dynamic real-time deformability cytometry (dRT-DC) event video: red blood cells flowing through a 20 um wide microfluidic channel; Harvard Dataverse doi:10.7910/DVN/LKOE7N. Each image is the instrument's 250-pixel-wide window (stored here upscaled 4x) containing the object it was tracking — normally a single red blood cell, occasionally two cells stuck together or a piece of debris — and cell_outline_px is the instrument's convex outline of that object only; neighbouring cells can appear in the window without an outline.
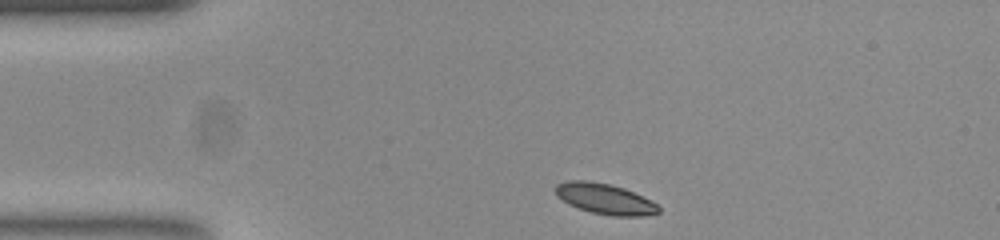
{"species": "common noctule bat (a hibernating species)", "species_latin": "Nyctalus noctula", "temperature_condition": "room temperature", "stored_images_in_passage": 36, "camera_frame_rate_fps": 3000, "um_per_image_px": 0.085, "animal": {"sex": "female", "body_mass_g": 23.0, "forearm_length_mm": 53.4}, "frame": {"image": 1, "passage_image": 1, "time_ms": 0.0, "image_size_px": [1000, 240], "cell_outline_px": [[660, 212], [640, 216], [612, 216], [592, 212], [568, 204], [556, 196], [556, 184], [568, 180], [584, 180], [608, 184], [624, 188], [656, 204], [660, 208]], "centroid_in_image_um": [51.37, 16.9], "position_along_channel_um": 33.6, "area_um2": 18.03}}
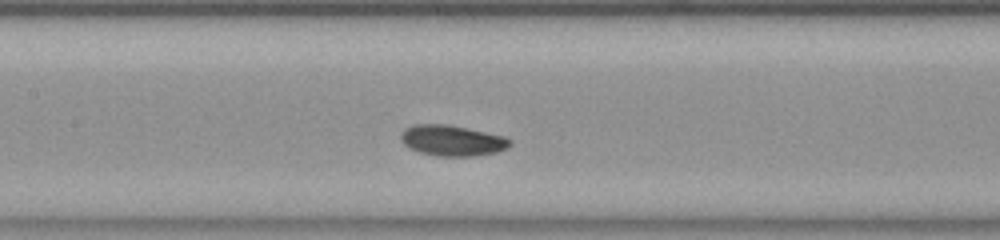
{"frame": {"image": 2, "passage_image": 15, "time_ms": 4.667, "image_size_px": [1000, 240], "cell_outline_px": [[512, 144], [508, 148], [496, 152], [472, 156], [440, 156], [420, 152], [404, 144], [400, 140], [400, 132], [404, 128], [412, 124], [444, 124], [504, 136], [512, 140]], "centroid_in_image_um": [38.42, 11.94], "position_along_channel_um": 169.0, "area_um2": 19.42}}
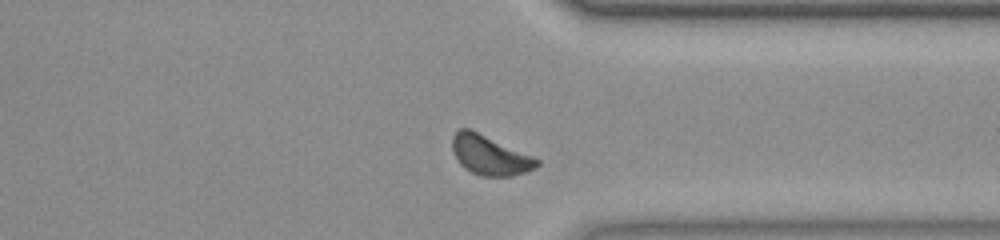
{"frame": {"image": 3, "passage_image": 31, "time_ms": 10.0, "image_size_px": [1000, 240], "cell_outline_px": [[540, 164], [536, 168], [512, 176], [480, 176], [464, 168], [460, 164], [452, 152], [452, 136], [460, 128], [468, 128], [532, 156], [540, 160]], "centroid_in_image_um": [41.61, 13.2], "position_along_channel_um": 369.8, "area_um2": 19.31}, "authors_computed_cell_mechanics": {"area_um2": 18.6694, "velocity_mm_per_s": 3.8194, "shape_relaxation_time_tau1_ms": 1.6473, "shape_relaxation_time_tau2_ms": null, "deformation_change_tau1": 0.0896, "deformation_change_tau2": null}}